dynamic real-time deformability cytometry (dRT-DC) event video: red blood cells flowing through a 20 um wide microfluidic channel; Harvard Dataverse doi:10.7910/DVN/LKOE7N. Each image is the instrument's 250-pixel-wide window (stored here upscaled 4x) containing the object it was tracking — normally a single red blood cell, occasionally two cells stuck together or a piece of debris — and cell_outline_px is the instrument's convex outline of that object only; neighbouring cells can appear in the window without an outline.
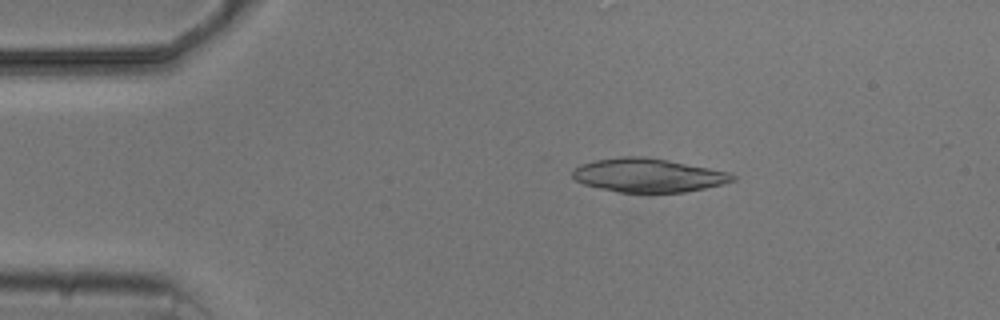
{"species": "common noctule bat (a hibernating species)", "species_latin": "Nyctalus noctula", "temperature_condition": "cold", "stored_images_in_passage": 6, "camera_frame_rate_fps": 3000, "um_per_image_px": 0.085, "animal": {"sex": "male", "body_mass_g": 20.5, "forearm_length_mm": 52.5}, "frame": {"image": 1, "passage_image": 2, "time_ms": 1.0, "image_size_px": [1000, 320], "cell_outline_px": [[736, 180], [724, 184], [684, 192], [620, 192], [600, 188], [584, 184], [576, 180], [572, 176], [572, 172], [576, 168], [584, 164], [596, 160], [620, 156], [644, 156], [668, 160], [732, 172], [736, 176]], "centroid_in_image_um": [55.16, 14.89], "position_along_channel_um": 29.8, "area_um2": 31.33}}